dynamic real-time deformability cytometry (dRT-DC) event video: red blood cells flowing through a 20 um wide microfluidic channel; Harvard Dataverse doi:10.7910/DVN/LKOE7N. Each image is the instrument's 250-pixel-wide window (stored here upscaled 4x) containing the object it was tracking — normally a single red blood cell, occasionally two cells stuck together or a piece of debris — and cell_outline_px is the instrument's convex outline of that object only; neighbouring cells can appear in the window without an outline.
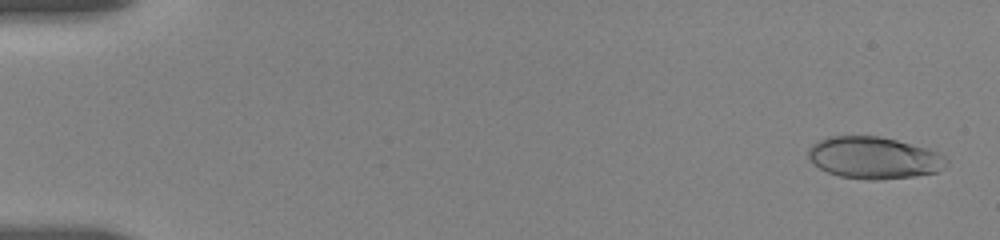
{"species": "human", "species_latin": "Homo sapiens", "temperature_condition": "room temperature", "stored_images_in_passage": 42, "camera_frame_rate_fps": 3000, "um_per_image_px": 0.085, "donor": {"sex": "female"}, "frame": {"image": 1, "passage_image": 1, "time_ms": 0.0, "image_size_px": [1000, 240], "cell_outline_px": [[948, 164], [936, 172], [916, 176], [880, 180], [868, 180], [840, 176], [828, 172], [820, 168], [808, 156], [808, 148], [812, 144], [828, 136], [880, 136], [896, 140], [924, 148], [936, 152], [944, 156], [948, 160]], "centroid_in_image_um": [74.28, 13.42], "position_along_channel_um": 10.7, "area_um2": 33.52}}
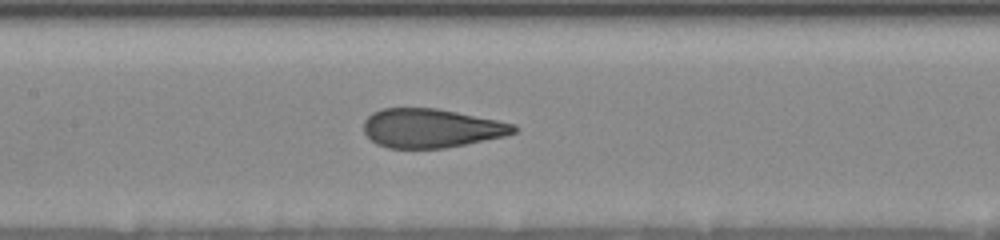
{"frame": {"image": 2, "passage_image": 23, "time_ms": 8.333, "image_size_px": [1000, 240], "cell_outline_px": [[516, 132], [504, 136], [444, 148], [388, 148], [376, 144], [364, 132], [364, 120], [372, 112], [380, 108], [436, 108], [516, 124]], "centroid_in_image_um": [36.61, 10.89], "position_along_channel_um": 170.8, "area_um2": 33.87}}
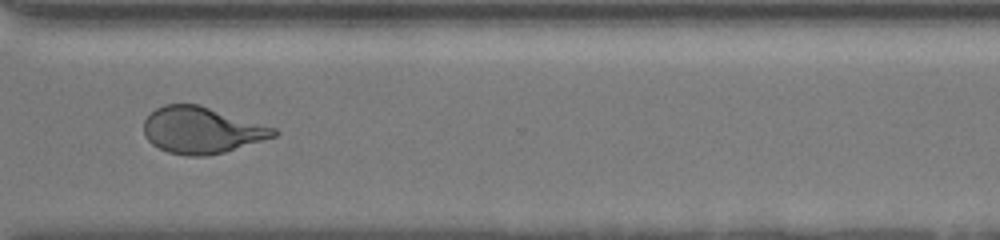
{"frame": {"image": 3, "passage_image": 41, "time_ms": 13.333, "image_size_px": [1000, 240], "cell_outline_px": [[280, 132], [276, 136], [224, 152], [204, 156], [188, 156], [168, 152], [152, 144], [148, 140], [144, 132], [144, 120], [156, 108], [164, 104], [200, 104], [276, 128]], "centroid_in_image_um": [17.15, 11.06], "position_along_channel_um": 353.5, "area_um2": 35.14}}